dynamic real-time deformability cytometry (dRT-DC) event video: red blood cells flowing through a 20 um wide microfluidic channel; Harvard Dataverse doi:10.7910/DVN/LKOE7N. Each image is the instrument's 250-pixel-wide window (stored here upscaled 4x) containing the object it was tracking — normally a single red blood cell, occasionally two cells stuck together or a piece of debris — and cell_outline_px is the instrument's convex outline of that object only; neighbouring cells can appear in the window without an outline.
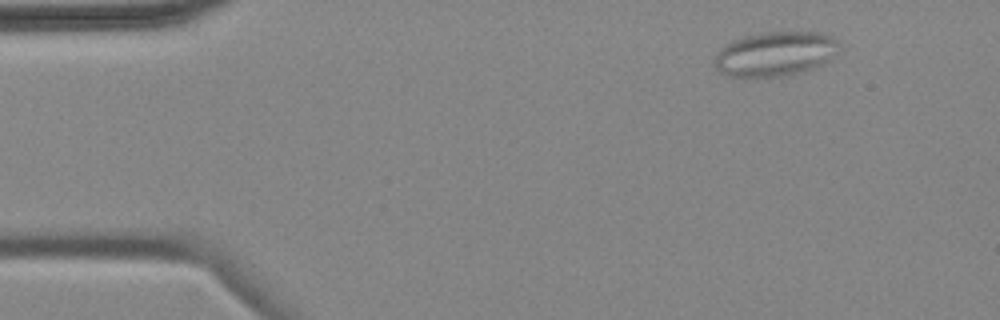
{"species": "common noctule bat (a hibernating species)", "species_latin": "Nyctalus noctula", "temperature_condition": "cold", "stored_images_in_passage": 9, "segment_of_instrument_passage": [1, 2], "camera_frame_rate_fps": 3000, "um_per_image_px": 0.085, "animal": {"sex": "female", "body_mass_g": 18.4}, "frame": {"image": 1, "passage_image": 1, "time_ms": 0.0, "image_size_px": [1000, 320], "cell_outline_px": [[840, 44], [836, 52], [820, 64], [804, 72], [792, 76], [728, 76], [720, 72], [712, 64], [712, 60], [716, 52], [724, 44], [732, 40], [744, 36], [760, 32], [820, 32], [832, 36], [840, 40]], "centroid_in_image_um": [65.84, 4.57], "position_along_channel_um": 19.2, "area_um2": 32.66}}